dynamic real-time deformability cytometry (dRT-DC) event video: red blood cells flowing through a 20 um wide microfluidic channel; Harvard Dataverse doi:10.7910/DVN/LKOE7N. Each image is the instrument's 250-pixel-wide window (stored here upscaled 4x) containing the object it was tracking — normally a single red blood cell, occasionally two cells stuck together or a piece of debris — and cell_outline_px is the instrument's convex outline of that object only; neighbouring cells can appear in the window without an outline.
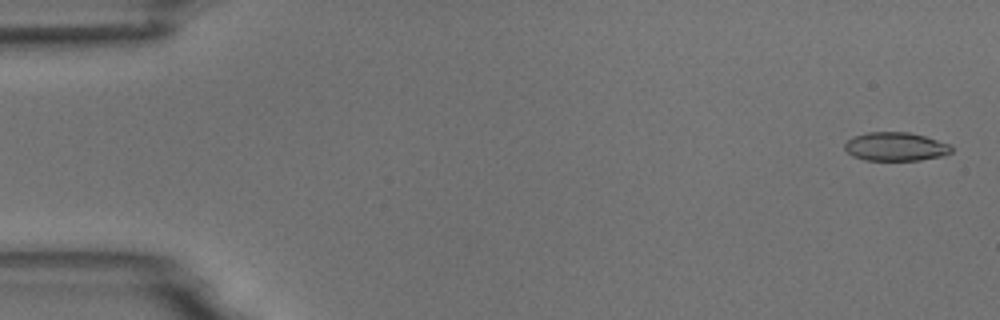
{"species": "common noctule bat (a hibernating species)", "species_latin": "Nyctalus noctula", "temperature_condition": "room temperature", "stored_images_in_passage": 5, "camera_frame_rate_fps": 3000, "um_per_image_px": 0.085, "animal": {"sex": "male", "body_mass_g": 18.8}, "frame": {"image": 1, "passage_image": 1, "time_ms": 0.0, "image_size_px": [1000, 320], "cell_outline_px": [[952, 152], [944, 156], [920, 160], [864, 160], [852, 156], [844, 148], [844, 144], [852, 136], [868, 132], [908, 132], [924, 136], [952, 144]], "centroid_in_image_um": [76.14, 12.46], "position_along_channel_um": 8.9, "area_um2": 17.98}}
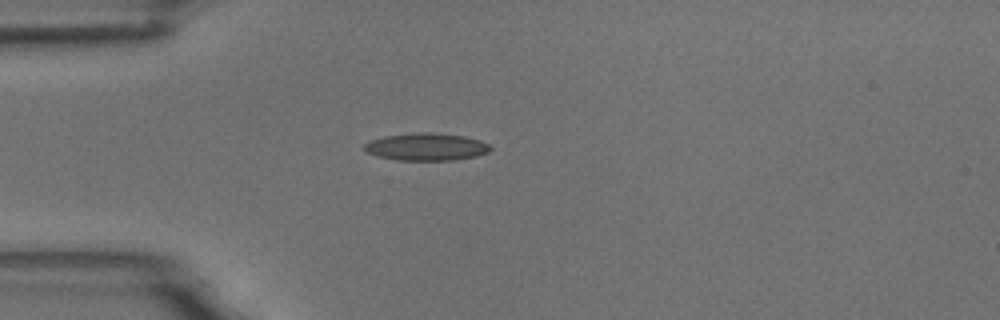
{"frame": {"image": 2, "passage_image": 4, "time_ms": 4.333, "image_size_px": [1000, 320], "cell_outline_px": [[492, 148], [488, 152], [476, 156], [452, 160], [396, 160], [376, 156], [368, 152], [364, 148], [364, 144], [368, 140], [384, 136], [412, 132], [432, 132], [464, 136], [480, 140], [488, 144]], "centroid_in_image_um": [36.21, 12.47], "position_along_channel_um": 48.8, "area_um2": 20.29}}